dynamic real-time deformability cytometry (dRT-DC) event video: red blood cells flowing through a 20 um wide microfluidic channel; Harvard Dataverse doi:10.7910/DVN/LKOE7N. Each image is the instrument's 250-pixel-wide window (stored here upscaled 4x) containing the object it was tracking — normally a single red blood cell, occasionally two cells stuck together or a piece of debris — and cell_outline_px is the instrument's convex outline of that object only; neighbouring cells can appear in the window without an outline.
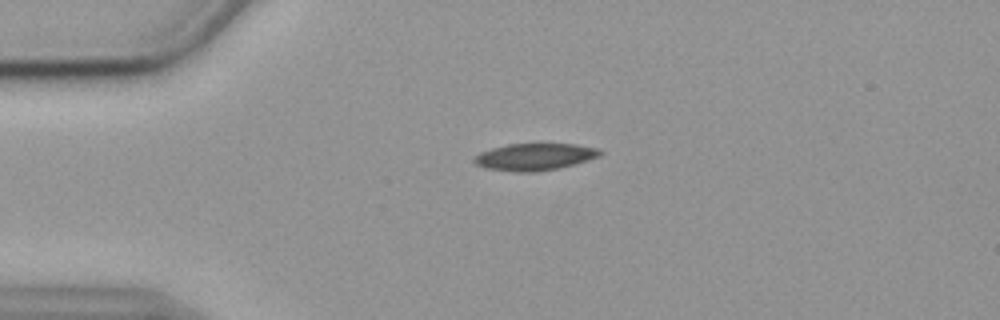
{"species": "common noctule bat (a hibernating species)", "species_latin": "Nyctalus noctula", "temperature_condition": "cold", "stored_images_in_passage": 56, "camera_frame_rate_fps": 3000, "um_per_image_px": 0.085, "animal": {"sex": "female", "body_mass_g": 19.9}, "frame": {"image": 1, "passage_image": 13, "time_ms": 4.0, "image_size_px": [1000, 320], "cell_outline_px": [[604, 152], [600, 156], [588, 160], [560, 168], [536, 172], [516, 172], [484, 168], [476, 164], [472, 160], [480, 152], [492, 148], [508, 144], [576, 144], [596, 148]], "centroid_in_image_um": [45.45, 13.34], "position_along_channel_um": 39.6, "area_um2": 19.83}}
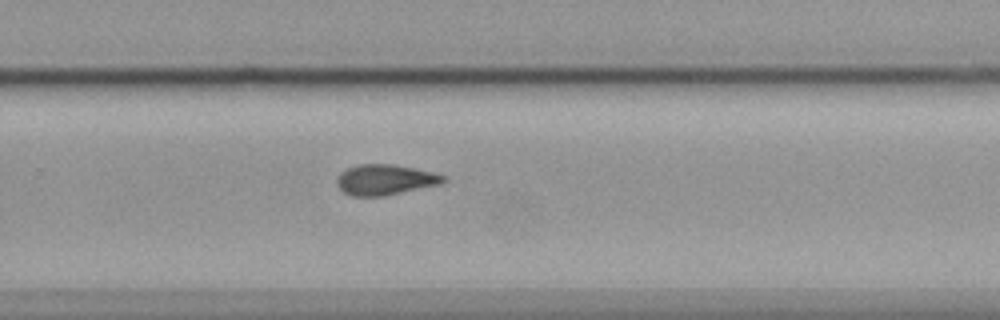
{"frame": {"image": 2, "passage_image": 37, "time_ms": 12.0, "image_size_px": [1000, 320], "cell_outline_px": [[448, 180], [440, 184], [384, 196], [352, 196], [344, 192], [336, 184], [336, 176], [340, 172], [348, 168], [360, 164], [396, 164], [416, 168], [448, 176]], "centroid_in_image_um": [32.75, 15.27], "position_along_channel_um": 297.1, "area_um2": 19.13}}
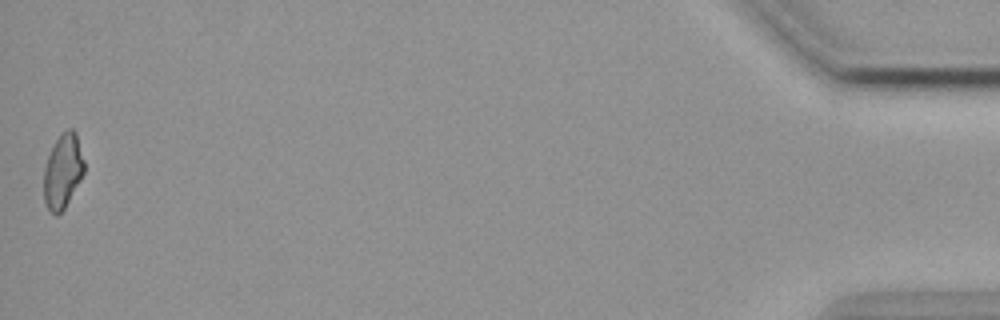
{"frame": {"image": 3, "passage_image": 56, "time_ms": 18.333, "image_size_px": [1000, 320], "cell_outline_px": [[84, 172], [80, 180], [64, 208], [56, 216], [48, 208], [44, 200], [44, 168], [48, 156], [56, 140], [68, 128], [72, 128], [76, 132], [84, 160]], "centroid_in_image_um": [5.34, 14.53], "position_along_channel_um": 429.9, "area_um2": 17.17}, "authors_computed_cell_mechanics": {"area_um2": 19.0451, "velocity_mm_per_s": 3.5721, "shape_relaxation_time_tau1_ms": null, "shape_relaxation_time_tau2_ms": 5.6035, "deformation_change_tau1": null, "deformation_change_tau2": 0.1072}}